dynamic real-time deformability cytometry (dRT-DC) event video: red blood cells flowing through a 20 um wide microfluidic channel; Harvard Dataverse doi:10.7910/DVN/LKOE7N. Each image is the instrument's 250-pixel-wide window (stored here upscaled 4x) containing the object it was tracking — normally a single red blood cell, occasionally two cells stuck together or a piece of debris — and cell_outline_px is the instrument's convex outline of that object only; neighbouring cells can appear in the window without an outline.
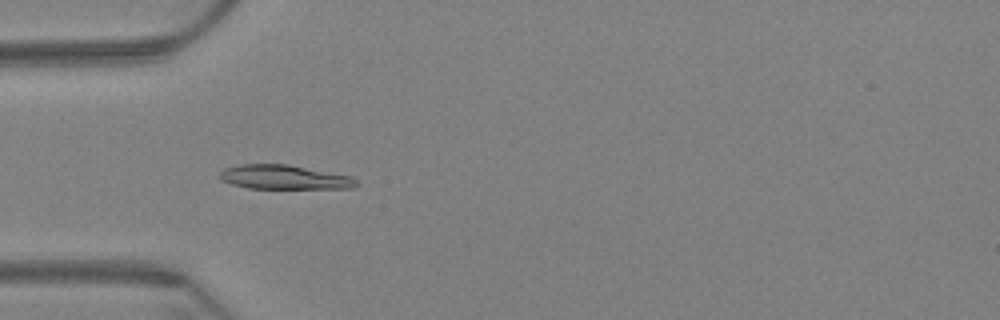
{"species": "Egyptian fruit bat (a non-hibernating species)", "species_latin": "Rousettus aegyptiacus", "temperature_condition": "warm", "stored_images_in_passage": 7, "camera_frame_rate_fps": 3000, "um_per_image_px": 0.085, "animal": {"sex": "female"}, "frame": {"image": 1, "passage_image": 6, "time_ms": 1.667, "image_size_px": [1000, 320], "cell_outline_px": [[360, 184], [356, 188], [248, 188], [232, 184], [220, 180], [220, 172], [224, 168], [240, 164], [288, 164], [352, 176]], "centroid_in_image_um": [24.18, 15.06], "position_along_channel_um": 60.8, "area_um2": 19.36}}
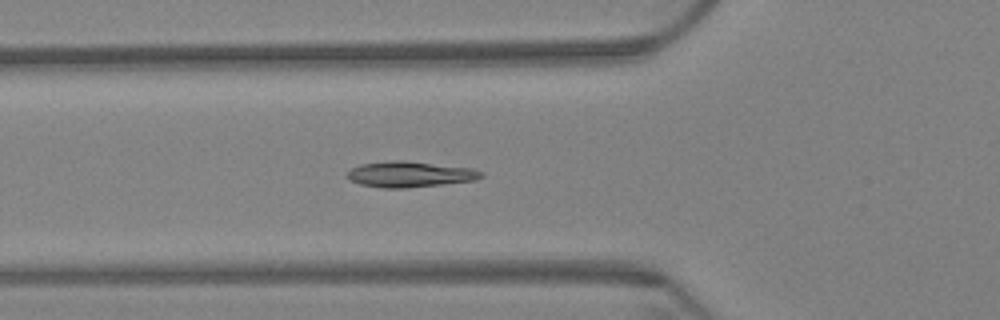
{"frame": {"image": 2, "passage_image": 7, "time_ms": 2.0, "image_size_px": [1000, 320], "cell_outline_px": [[484, 176], [476, 180], [404, 188], [380, 188], [360, 184], [348, 180], [348, 172], [352, 168], [360, 164], [396, 160], [404, 160], [472, 168], [484, 172]], "centroid_in_image_um": [34.84, 14.81], "position_along_channel_um": 91.0, "area_um2": 20.06}}